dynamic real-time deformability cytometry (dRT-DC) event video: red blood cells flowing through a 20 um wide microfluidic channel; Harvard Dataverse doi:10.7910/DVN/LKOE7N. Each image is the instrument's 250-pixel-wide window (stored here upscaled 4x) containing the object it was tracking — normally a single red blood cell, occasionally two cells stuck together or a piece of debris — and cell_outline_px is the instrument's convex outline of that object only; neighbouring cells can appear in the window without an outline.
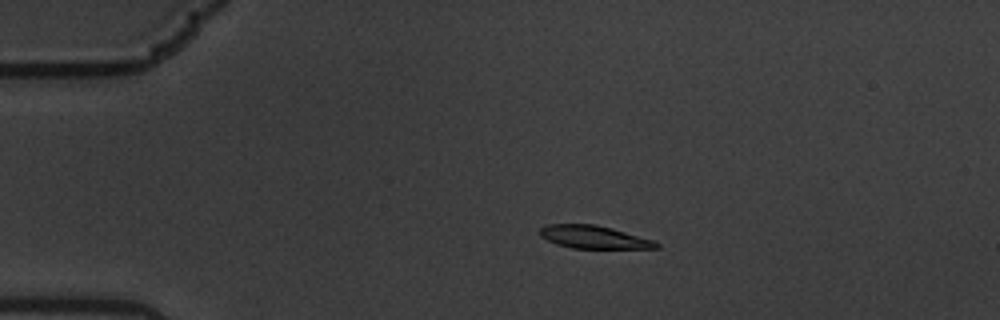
{"species": "common noctule bat (a hibernating species)", "species_latin": "Nyctalus noctula", "temperature_condition": "warm", "stored_images_in_passage": 48, "camera_frame_rate_fps": 3000, "um_per_image_px": 0.085, "animal": {"sex": "male", "body_mass_g": 19.5, "forearm_length_mm": 54.6}, "frame": {"image": 1, "passage_image": 1, "time_ms": 0.0, "image_size_px": [1000, 320], "cell_outline_px": [[660, 248], [572, 248], [556, 244], [540, 236], [540, 228], [544, 224], [596, 224], [612, 228], [652, 240], [660, 244]], "centroid_in_image_um": [50.44, 20.14], "position_along_channel_um": 34.6, "area_um2": 15.43}}
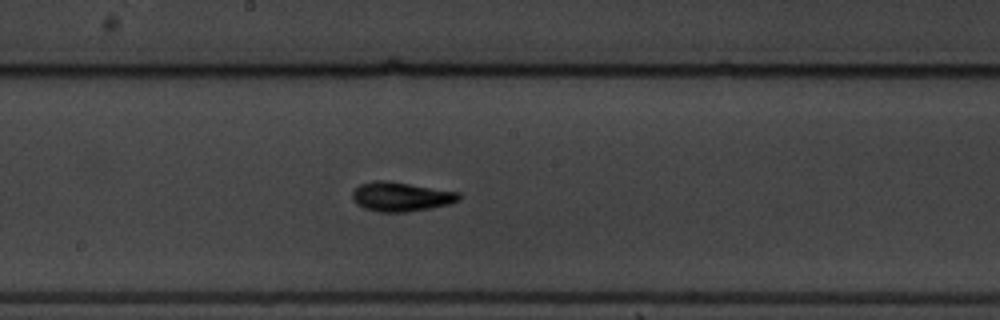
{"frame": {"image": 2, "passage_image": 21, "time_ms": 6.667, "image_size_px": [1000, 320], "cell_outline_px": [[460, 200], [448, 204], [432, 208], [408, 212], [380, 212], [364, 208], [356, 204], [352, 196], [352, 192], [360, 184], [376, 180], [388, 180], [460, 192]], "centroid_in_image_um": [34.09, 16.71], "position_along_channel_um": 214.1, "area_um2": 18.32}}
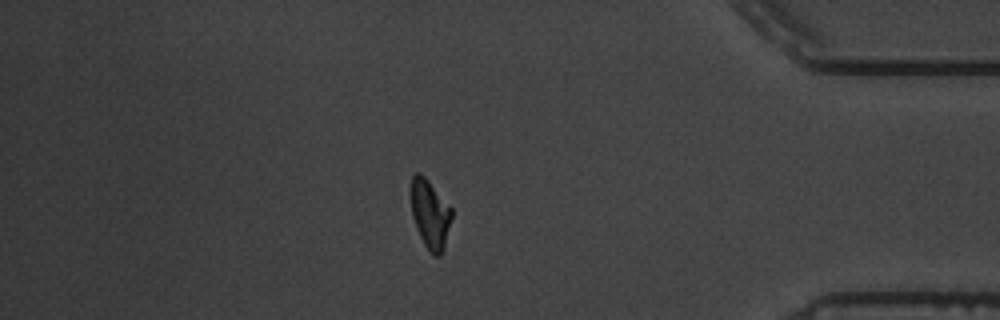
{"frame": {"image": 3, "passage_image": 40, "time_ms": 13.0, "image_size_px": [1000, 320], "cell_outline_px": [[452, 216], [444, 248], [440, 256], [432, 256], [424, 244], [420, 236], [412, 216], [408, 192], [412, 176], [416, 172], [420, 172], [428, 180], [452, 208]], "centroid_in_image_um": [36.52, 18.16], "position_along_channel_um": 398.7, "area_um2": 16.7}, "authors_computed_cell_mechanics": {"area_um2": 16.5597, "velocity_mm_per_s": 3.3993, "shape_relaxation_time_tau1_ms": 3.258, "shape_relaxation_time_tau2_ms": 3.4643, "deformation_change_tau1": 0.1357, "deformation_change_tau2": 0.0823}}